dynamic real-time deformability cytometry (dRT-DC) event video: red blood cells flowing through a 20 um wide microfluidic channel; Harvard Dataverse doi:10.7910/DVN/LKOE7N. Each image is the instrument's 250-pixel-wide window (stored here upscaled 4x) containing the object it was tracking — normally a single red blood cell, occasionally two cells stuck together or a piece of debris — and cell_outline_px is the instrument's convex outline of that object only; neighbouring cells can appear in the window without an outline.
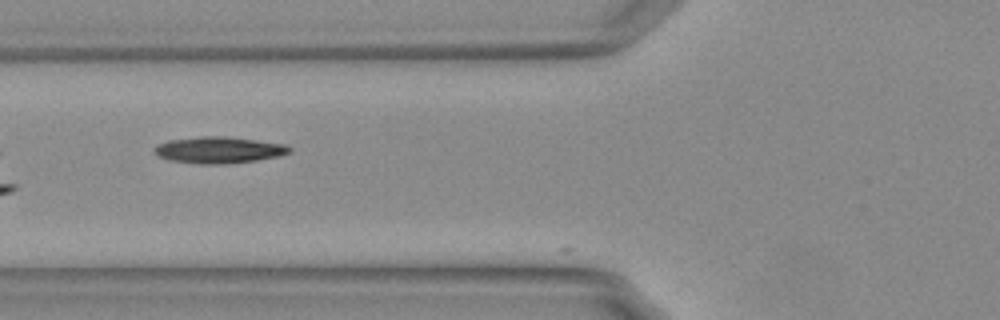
{"species": "Egyptian fruit bat (a non-hibernating species)", "species_latin": "Rousettus aegyptiacus", "temperature_condition": "warm", "stored_images_in_passage": 4, "camera_frame_rate_fps": 3000, "um_per_image_px": 0.085, "animal": {"sex": "female"}, "frame": {"image": 1, "passage_image": 3, "time_ms": 0.667, "image_size_px": [1000, 320], "cell_outline_px": [[292, 152], [280, 156], [256, 160], [224, 164], [196, 164], [172, 160], [160, 156], [156, 152], [156, 148], [160, 144], [168, 140], [200, 136], [228, 136], [284, 144], [292, 148]], "centroid_in_image_um": [18.67, 12.74], "position_along_channel_um": 107.1, "area_um2": 20.69}}